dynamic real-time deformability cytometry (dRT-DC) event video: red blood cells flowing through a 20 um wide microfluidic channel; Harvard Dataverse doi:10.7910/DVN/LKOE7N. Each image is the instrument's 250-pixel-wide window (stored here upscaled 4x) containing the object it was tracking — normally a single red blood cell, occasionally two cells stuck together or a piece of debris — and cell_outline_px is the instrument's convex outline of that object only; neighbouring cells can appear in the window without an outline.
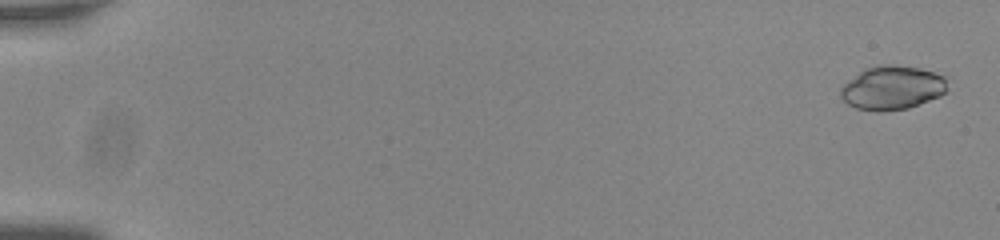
{"species": "common noctule bat (a hibernating species)", "species_latin": "Nyctalus noctula", "temperature_condition": "room temperature", "stored_images_in_passage": 56, "camera_frame_rate_fps": 3000, "um_per_image_px": 0.085, "animal": {"sex": "male", "body_mass_g": 20.0, "forearm_length_mm": 53.3}, "frame": {"image": 1, "passage_image": 2, "time_ms": 0.333, "image_size_px": [1000, 240], "cell_outline_px": [[948, 88], [940, 96], [908, 108], [884, 112], [876, 112], [856, 108], [848, 104], [840, 96], [840, 88], [848, 80], [864, 68], [880, 64], [896, 64], [920, 68], [936, 72], [944, 76]], "centroid_in_image_um": [75.83, 7.45], "position_along_channel_um": 9.2, "area_um2": 27.63}}
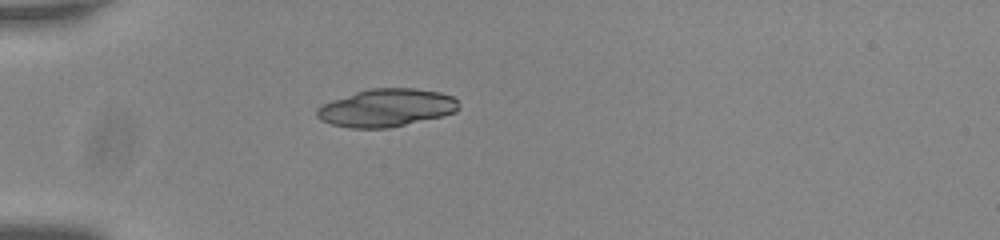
{"frame": {"image": 2, "passage_image": 18, "time_ms": 5.667, "image_size_px": [1000, 240], "cell_outline_px": [[460, 108], [456, 112], [444, 116], [388, 128], [352, 128], [332, 124], [320, 120], [316, 116], [316, 108], [332, 100], [368, 88], [416, 88], [440, 92], [452, 96], [460, 104]], "centroid_in_image_um": [32.87, 9.16], "position_along_channel_um": 52.1, "area_um2": 31.39}}